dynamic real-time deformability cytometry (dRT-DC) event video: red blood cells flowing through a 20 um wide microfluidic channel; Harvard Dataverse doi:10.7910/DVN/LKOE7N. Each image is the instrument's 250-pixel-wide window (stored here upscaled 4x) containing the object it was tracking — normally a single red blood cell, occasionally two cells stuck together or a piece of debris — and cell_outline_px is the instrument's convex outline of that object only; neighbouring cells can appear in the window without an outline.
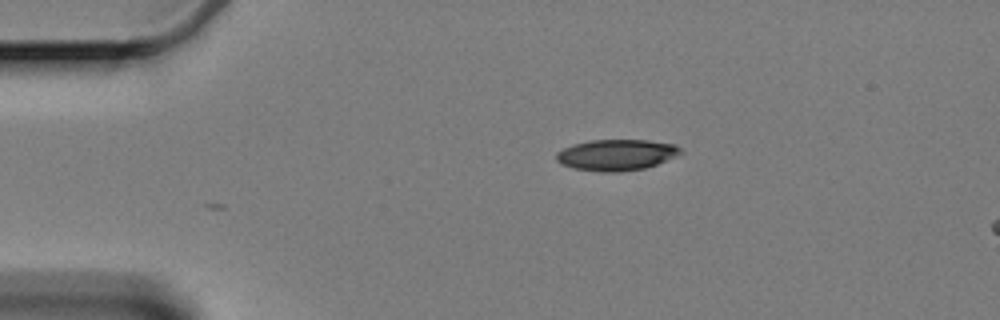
{"species": "Egyptian fruit bat (a non-hibernating species)", "species_latin": "Rousettus aegyptiacus", "temperature_condition": "cold", "stored_images_in_passage": 8, "camera_frame_rate_fps": 3000, "um_per_image_px": 0.085, "animal": {"sex": "female"}, "frame": {"image": 1, "passage_image": 1, "time_ms": 0.0, "image_size_px": [1000, 320], "cell_outline_px": [[684, 152], [676, 156], [656, 164], [644, 168], [620, 172], [600, 172], [572, 168], [560, 164], [556, 160], [556, 152], [572, 144], [592, 140], [648, 140], [676, 144]], "centroid_in_image_um": [52.38, 13.16], "position_along_channel_um": 32.6, "area_um2": 22.66}}